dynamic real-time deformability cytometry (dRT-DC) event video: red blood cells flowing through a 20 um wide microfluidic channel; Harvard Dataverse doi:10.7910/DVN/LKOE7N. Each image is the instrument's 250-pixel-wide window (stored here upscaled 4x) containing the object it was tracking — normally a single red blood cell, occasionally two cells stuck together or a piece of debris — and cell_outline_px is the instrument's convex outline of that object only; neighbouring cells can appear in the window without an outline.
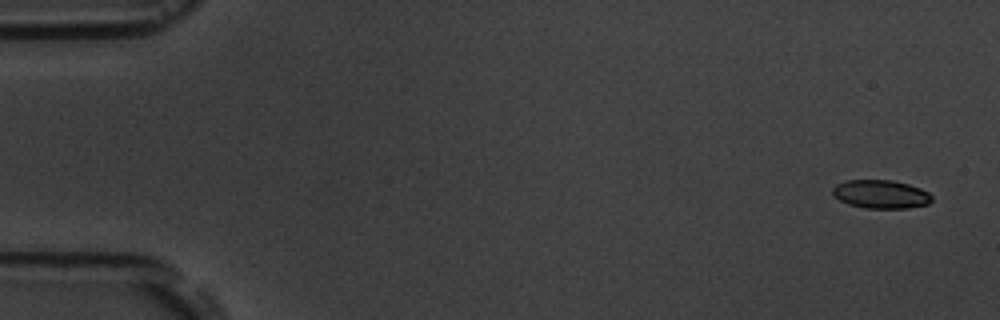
{"species": "common noctule bat (a hibernating species)", "species_latin": "Nyctalus noctula", "temperature_condition": "room temperature", "stored_images_in_passage": 15, "camera_frame_rate_fps": 3000, "um_per_image_px": 0.085, "animal": {"sex": "male", "body_mass_g": 19.5, "forearm_length_mm": 54.6}, "frame": {"image": 1, "passage_image": 1, "time_ms": 0.0, "image_size_px": [1000, 320], "cell_outline_px": [[932, 200], [928, 204], [908, 208], [864, 208], [848, 204], [832, 196], [832, 188], [836, 184], [844, 180], [892, 180], [908, 184], [920, 188], [928, 192], [932, 196]], "centroid_in_image_um": [74.84, 16.5], "position_along_channel_um": 10.2, "area_um2": 16.59}}
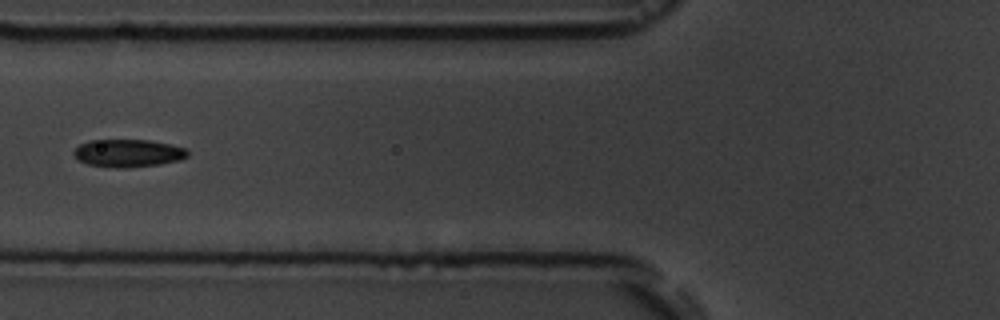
{"frame": {"image": 2, "passage_image": 6, "time_ms": 6.667, "image_size_px": [1000, 320], "cell_outline_px": [[188, 156], [180, 160], [160, 164], [128, 168], [116, 168], [88, 164], [76, 160], [72, 152], [80, 144], [92, 140], [148, 140], [172, 144], [188, 148]], "centroid_in_image_um": [10.9, 13.02], "position_along_channel_um": 114.9, "area_um2": 18.61}}
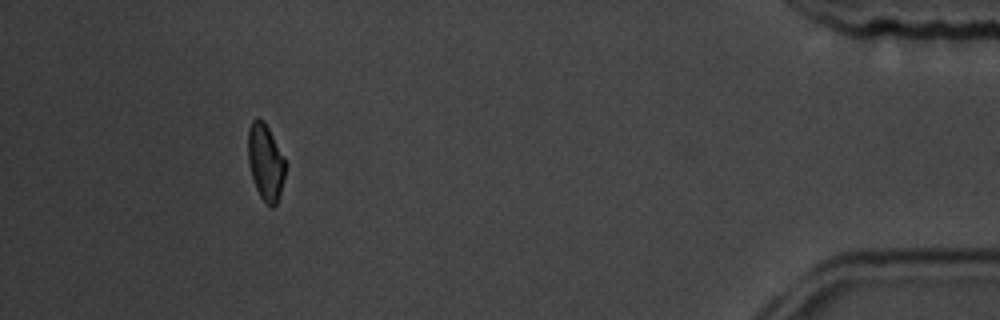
{"frame": {"image": 3, "passage_image": 14, "time_ms": 16.667, "image_size_px": [1000, 320], "cell_outline_px": [[284, 176], [280, 192], [276, 204], [272, 208], [260, 196], [256, 188], [248, 164], [248, 128], [252, 120], [256, 116], [264, 120], [284, 156]], "centroid_in_image_um": [22.54, 13.72], "position_along_channel_um": 412.7, "area_um2": 16.47}, "authors_computed_cell_mechanics": {"area_um2": 17.918, "velocity_mm_per_s": 3.5975, "shape_relaxation_time_tau1_ms": 2.4895, "shape_relaxation_time_tau2_ms": 2.0403, "deformation_change_tau1": 0.0806, "deformation_change_tau2": 0.0627}}